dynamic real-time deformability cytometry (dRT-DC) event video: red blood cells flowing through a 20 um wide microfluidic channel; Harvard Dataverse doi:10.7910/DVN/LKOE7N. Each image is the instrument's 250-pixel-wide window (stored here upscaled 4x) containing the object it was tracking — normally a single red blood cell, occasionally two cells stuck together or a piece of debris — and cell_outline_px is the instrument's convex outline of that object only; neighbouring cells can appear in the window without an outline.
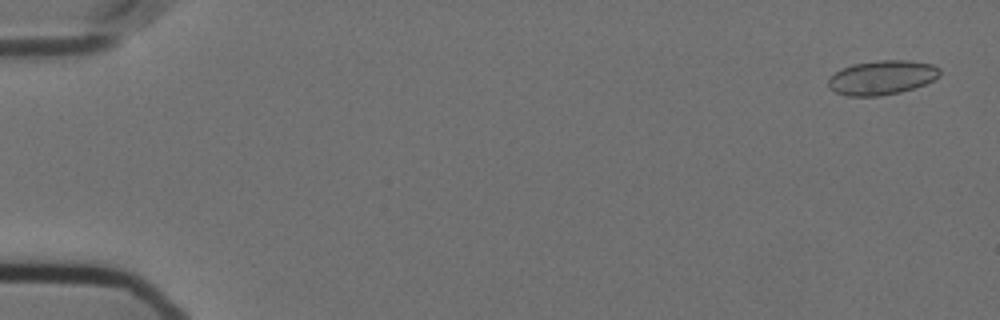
{"species": "Egyptian fruit bat (a non-hibernating species)", "species_latin": "Rousettus aegyptiacus", "temperature_condition": "cold", "stored_images_in_passage": 15, "camera_frame_rate_fps": 3000, "um_per_image_px": 0.085, "animal": {"sex": "female"}, "frame": {"image": 1, "passage_image": 3, "time_ms": 0.667, "image_size_px": [1000, 320], "cell_outline_px": [[940, 76], [924, 84], [900, 92], [880, 96], [844, 96], [828, 88], [828, 76], [840, 68], [852, 64], [876, 60], [908, 60], [932, 64], [940, 68]], "centroid_in_image_um": [74.91, 6.58], "position_along_channel_um": 10.1, "area_um2": 22.54}}